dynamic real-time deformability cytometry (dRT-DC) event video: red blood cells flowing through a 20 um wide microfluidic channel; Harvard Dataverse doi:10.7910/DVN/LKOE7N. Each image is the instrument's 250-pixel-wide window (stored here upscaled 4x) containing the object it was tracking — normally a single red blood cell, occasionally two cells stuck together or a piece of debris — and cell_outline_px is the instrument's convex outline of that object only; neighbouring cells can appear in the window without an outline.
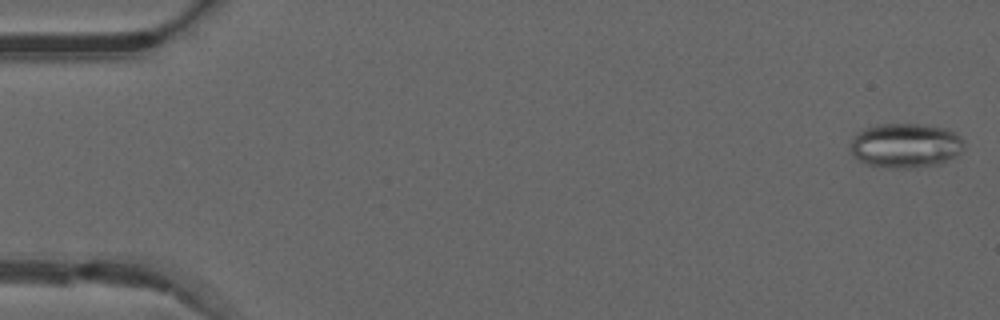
{"species": "common noctule bat (a hibernating species)", "species_latin": "Nyctalus noctula", "temperature_condition": "warm", "stored_images_in_passage": 50, "camera_frame_rate_fps": 3000, "um_per_image_px": 0.085, "animal": {"sex": "male", "forearm_length_mm": 52.5}, "frame": {"image": 1, "passage_image": 1, "time_ms": 0.0, "image_size_px": [1000, 320], "cell_outline_px": [[964, 148], [956, 156], [940, 164], [908, 168], [888, 168], [868, 164], [860, 160], [852, 152], [848, 144], [856, 132], [864, 128], [876, 124], [924, 124], [948, 128], [960, 136], [964, 140]], "centroid_in_image_um": [76.98, 12.35], "position_along_channel_um": 8.0, "area_um2": 29.88}}
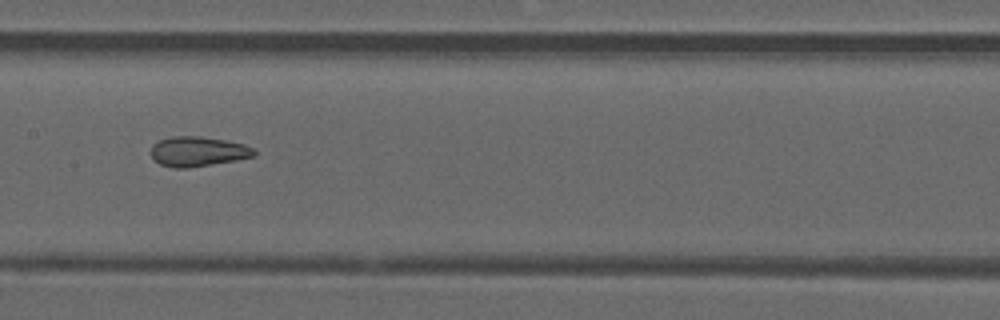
{"frame": {"image": 2, "passage_image": 25, "time_ms": 8.0, "image_size_px": [1000, 320], "cell_outline_px": [[256, 156], [236, 160], [188, 168], [176, 168], [160, 164], [152, 160], [148, 152], [152, 144], [160, 140], [172, 136], [200, 136], [228, 140], [244, 144], [252, 148], [256, 152]], "centroid_in_image_um": [16.78, 12.87], "position_along_channel_um": 190.6, "area_um2": 18.26}}
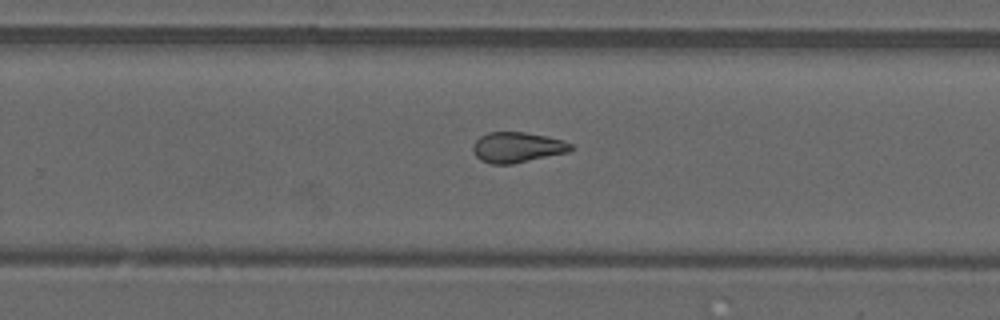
{"frame": {"image": 3, "passage_image": 32, "time_ms": 10.333, "image_size_px": [1000, 320], "cell_outline_px": [[572, 148], [568, 152], [512, 164], [492, 164], [480, 160], [476, 156], [472, 148], [476, 140], [480, 136], [488, 132], [524, 132], [548, 136], [564, 140], [572, 144]], "centroid_in_image_um": [43.96, 12.52], "position_along_channel_um": 285.8, "area_um2": 17.34}, "authors_computed_cell_mechanics": {"area_um2": 18.785, "velocity_mm_per_s": 4.1022, "shape_relaxation_time_tau1_ms": null, "shape_relaxation_time_tau2_ms": 1.8462, "deformation_change_tau1": null, "deformation_change_tau2": 0.0896}}